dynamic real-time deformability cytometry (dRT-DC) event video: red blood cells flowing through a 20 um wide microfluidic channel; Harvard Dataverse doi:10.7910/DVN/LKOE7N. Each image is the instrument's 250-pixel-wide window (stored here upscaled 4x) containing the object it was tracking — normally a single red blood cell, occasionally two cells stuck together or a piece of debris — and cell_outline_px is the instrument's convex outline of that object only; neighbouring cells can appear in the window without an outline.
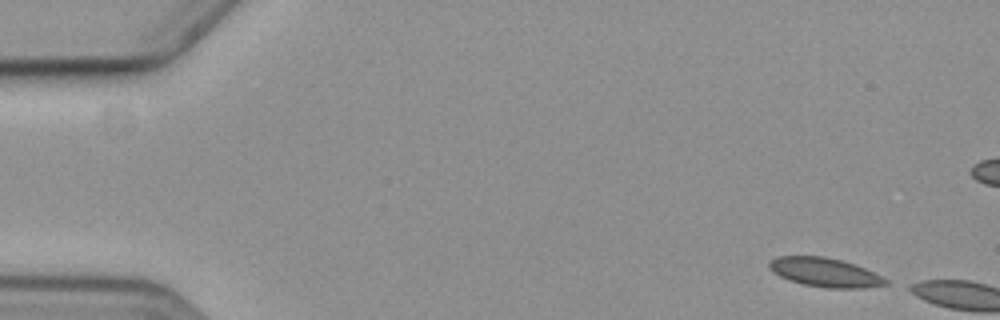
{"species": "common noctule bat (a hibernating species)", "species_latin": "Nyctalus noctula", "temperature_condition": "cold", "stored_images_in_passage": 2, "camera_frame_rate_fps": 3000, "um_per_image_px": 0.085, "animal": {"sex": "female", "body_mass_g": 19.3, "forearm_length_mm": 54.1}, "frame": {"image": 1, "passage_image": 1, "time_ms": 0.0, "image_size_px": [1000, 320], "cell_outline_px": [[888, 284], [864, 288], [828, 288], [804, 284], [788, 280], [772, 272], [768, 268], [768, 260], [776, 256], [824, 256], [856, 264], [888, 280]], "centroid_in_image_um": [70.06, 23.14], "position_along_channel_um": 14.9, "area_um2": 19.71}}